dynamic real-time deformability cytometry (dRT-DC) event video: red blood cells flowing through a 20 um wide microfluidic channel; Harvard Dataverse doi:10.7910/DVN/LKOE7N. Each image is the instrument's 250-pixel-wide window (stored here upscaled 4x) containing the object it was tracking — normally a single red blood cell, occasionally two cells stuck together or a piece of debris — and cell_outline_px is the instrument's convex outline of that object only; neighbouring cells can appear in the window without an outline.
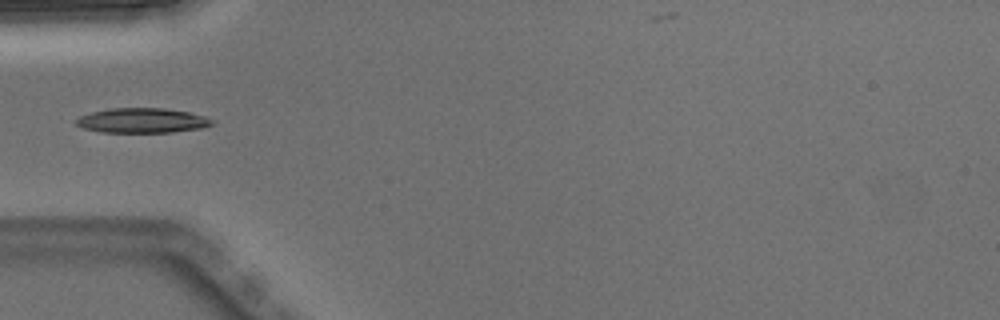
{"species": "Egyptian fruit bat (a non-hibernating species)", "species_latin": "Rousettus aegyptiacus", "temperature_condition": "warm", "stored_images_in_passage": 3, "camera_frame_rate_fps": 3000, "um_per_image_px": 0.085, "animal": {"sex": "male"}, "frame": {"image": 1, "passage_image": 2, "time_ms": 0.333, "image_size_px": [1000, 320], "cell_outline_px": [[216, 120], [212, 124], [204, 128], [172, 132], [100, 132], [84, 128], [76, 124], [76, 120], [80, 116], [92, 112], [108, 108], [164, 108], [188, 112], [204, 116]], "centroid_in_image_um": [12.12, 10.24], "position_along_channel_um": 72.9, "area_um2": 19.65}}